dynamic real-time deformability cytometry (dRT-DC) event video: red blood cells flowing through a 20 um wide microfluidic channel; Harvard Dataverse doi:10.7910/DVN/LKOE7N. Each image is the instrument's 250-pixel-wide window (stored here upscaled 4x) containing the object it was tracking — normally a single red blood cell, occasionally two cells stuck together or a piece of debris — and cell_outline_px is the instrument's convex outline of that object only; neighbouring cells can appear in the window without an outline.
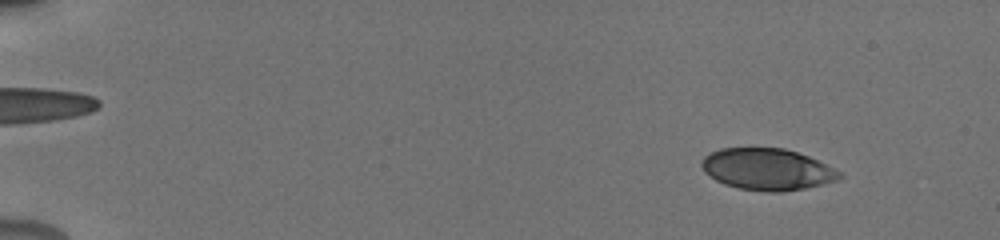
{"species": "human", "species_latin": "Homo sapiens", "temperature_condition": "cold", "stored_images_in_passage": 73, "camera_frame_rate_fps": 3000, "um_per_image_px": 0.085, "donor": {"sex": "male"}, "frame": {"image": 1, "passage_image": 7, "time_ms": 1.667, "image_size_px": [1000, 240], "cell_outline_px": [[844, 176], [840, 180], [804, 188], [780, 192], [768, 192], [740, 188], [724, 184], [716, 180], [704, 172], [700, 164], [704, 156], [720, 148], [784, 148], [808, 156], [840, 172]], "centroid_in_image_um": [65.2, 14.39], "position_along_channel_um": 19.8, "area_um2": 33.23}}
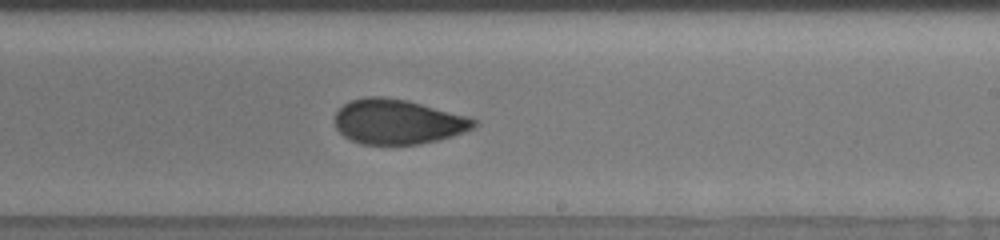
{"frame": {"image": 2, "passage_image": 42, "time_ms": 11.333, "image_size_px": [1000, 240], "cell_outline_px": [[480, 124], [464, 132], [452, 136], [436, 140], [416, 144], [364, 144], [352, 140], [344, 136], [336, 128], [336, 112], [344, 104], [352, 100], [364, 96], [380, 96], [408, 100], [468, 116], [480, 120]], "centroid_in_image_um": [33.85, 10.33], "position_along_channel_um": 255.1, "area_um2": 36.3}}
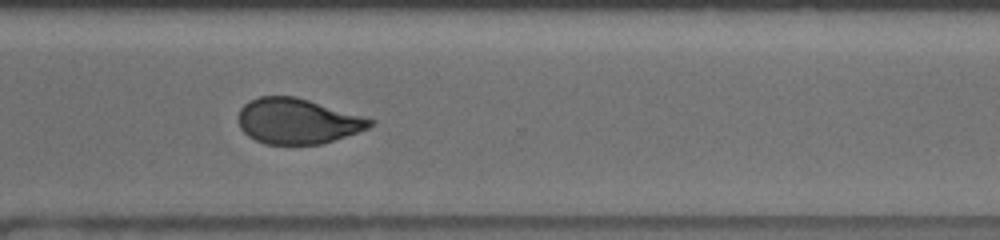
{"frame": {"image": 3, "passage_image": 50, "time_ms": 13.667, "image_size_px": [1000, 240], "cell_outline_px": [[376, 124], [368, 128], [320, 144], [264, 144], [248, 136], [240, 128], [240, 108], [248, 100], [260, 96], [296, 96], [376, 120]], "centroid_in_image_um": [25.28, 10.28], "position_along_channel_um": 345.3, "area_um2": 34.62}, "authors_computed_cell_mechanics": {"area_um2": 34.969, "velocity_mm_per_s": 3.86, "shape_relaxation_time_tau1_ms": 7.8463, "shape_relaxation_time_tau2_ms": 1.6396, "deformation_change_tau1": 0.1729, "deformation_change_tau2": 0.07}}